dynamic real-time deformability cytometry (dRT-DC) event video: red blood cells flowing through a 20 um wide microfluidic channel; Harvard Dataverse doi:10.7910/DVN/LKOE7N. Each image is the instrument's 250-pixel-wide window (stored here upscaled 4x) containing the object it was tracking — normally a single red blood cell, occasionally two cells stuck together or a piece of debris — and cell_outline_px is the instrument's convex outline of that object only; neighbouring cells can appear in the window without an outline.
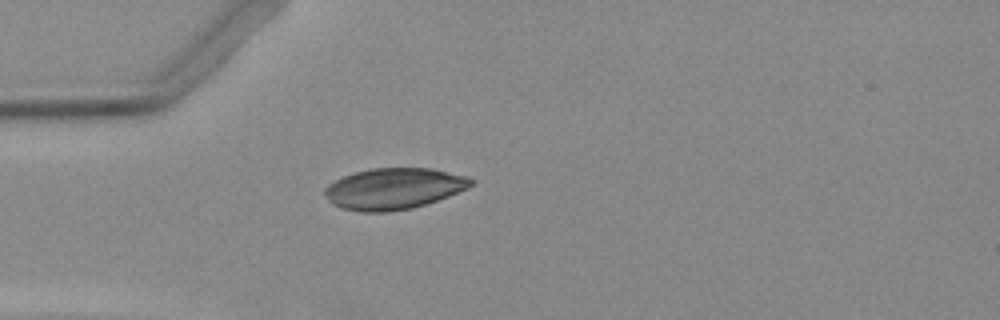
{"species": "Egyptian fruit bat (a non-hibernating species)", "species_latin": "Rousettus aegyptiacus", "temperature_condition": "warm", "stored_images_in_passage": 38, "camera_frame_rate_fps": 3000, "um_per_image_px": 0.085, "animal": {"sex": "female"}, "frame": {"image": 1, "passage_image": 1, "time_ms": 0.0, "image_size_px": [1000, 320], "cell_outline_px": [[476, 180], [468, 188], [448, 196], [412, 208], [388, 212], [360, 212], [340, 208], [332, 204], [328, 200], [324, 192], [324, 188], [328, 184], [344, 176], [356, 172], [372, 168], [432, 168], [468, 176]], "centroid_in_image_um": [33.47, 16.04], "position_along_channel_um": 51.5, "area_um2": 35.2}}
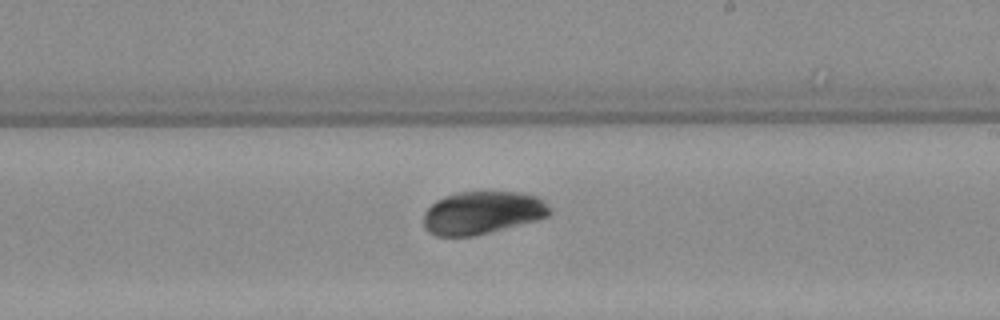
{"frame": {"image": 2, "passage_image": 17, "time_ms": 5.333, "image_size_px": [1000, 320], "cell_outline_px": [[552, 212], [548, 216], [536, 220], [472, 236], [436, 236], [428, 232], [424, 228], [424, 212], [436, 200], [444, 196], [460, 192], [520, 192], [536, 196], [544, 200], [552, 208]], "centroid_in_image_um": [41.0, 18.07], "position_along_channel_um": 248.0, "area_um2": 31.44}}
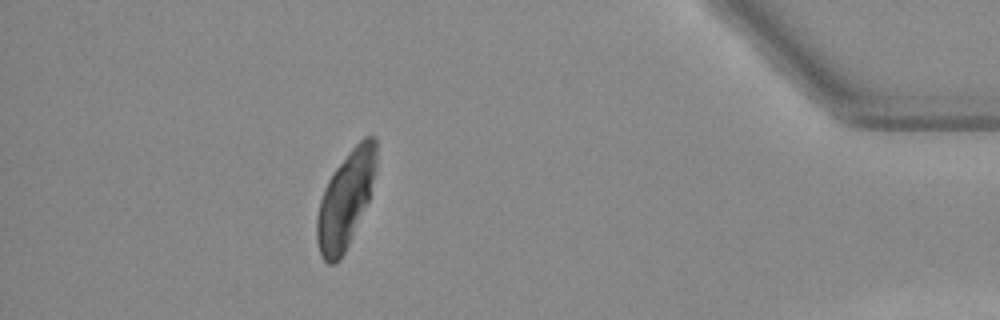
{"frame": {"image": 3, "passage_image": 33, "time_ms": 10.667, "image_size_px": [1000, 320], "cell_outline_px": [[376, 168], [368, 200], [348, 244], [340, 260], [332, 264], [328, 264], [324, 260], [320, 252], [316, 240], [316, 216], [320, 200], [324, 188], [328, 180], [336, 168], [348, 152], [364, 136], [376, 136]], "centroid_in_image_um": [29.36, 16.95], "position_along_channel_um": 405.8, "area_um2": 32.83}}